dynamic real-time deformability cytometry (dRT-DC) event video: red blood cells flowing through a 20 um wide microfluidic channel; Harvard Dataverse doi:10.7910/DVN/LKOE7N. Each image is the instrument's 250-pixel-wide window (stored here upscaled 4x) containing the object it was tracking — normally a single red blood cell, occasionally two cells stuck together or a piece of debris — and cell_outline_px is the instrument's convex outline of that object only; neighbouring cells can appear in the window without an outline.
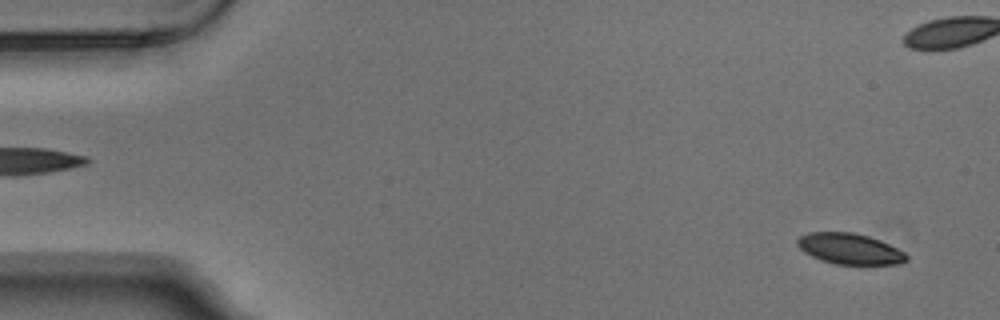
{"species": "Egyptian fruit bat (a non-hibernating species)", "species_latin": "Rousettus aegyptiacus", "temperature_condition": "warm", "stored_images_in_passage": 5, "segment_of_instrument_passage": [2, 2], "camera_frame_rate_fps": 3000, "um_per_image_px": 0.085, "animal": {"sex": "male"}, "frame": {"image": 1, "passage_image": 5, "time_ms": 1.333, "image_size_px": [1000, 320], "cell_outline_px": [[908, 260], [900, 264], [836, 264], [820, 260], [804, 252], [796, 244], [796, 240], [800, 236], [808, 232], [856, 232], [880, 240], [904, 252], [908, 256]], "centroid_in_image_um": [72.21, 21.14], "position_along_channel_um": 12.8, "area_um2": 19.65}}